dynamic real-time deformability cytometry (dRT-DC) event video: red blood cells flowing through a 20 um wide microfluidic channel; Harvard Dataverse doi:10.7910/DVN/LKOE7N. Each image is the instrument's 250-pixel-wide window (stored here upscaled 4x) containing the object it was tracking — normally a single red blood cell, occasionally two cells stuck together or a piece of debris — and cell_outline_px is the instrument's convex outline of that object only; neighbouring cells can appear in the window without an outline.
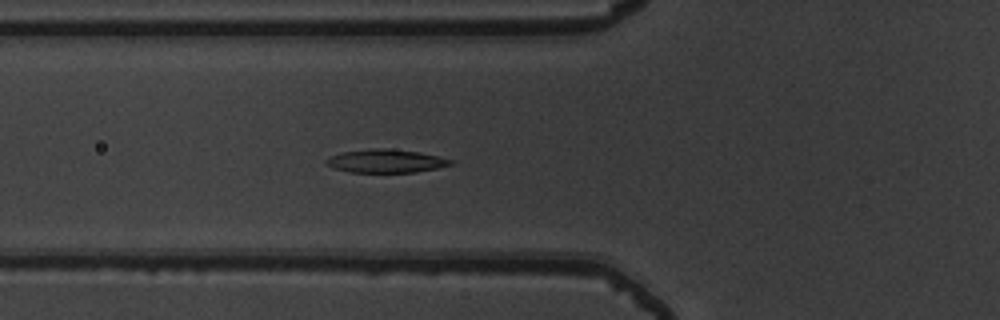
{"species": "common noctule bat (a hibernating species)", "species_latin": "Nyctalus noctula", "temperature_condition": "warm", "stored_images_in_passage": 5, "camera_frame_rate_fps": 3000, "um_per_image_px": 0.085, "animal": {"sex": "male", "body_mass_g": 19.5, "forearm_length_mm": 54.6}, "frame": {"image": 1, "passage_image": 5, "time_ms": 1.333, "image_size_px": [1000, 320], "cell_outline_px": [[456, 160], [452, 164], [440, 168], [416, 172], [348, 172], [324, 164], [324, 160], [340, 152], [368, 148], [384, 148], [420, 152]], "centroid_in_image_um": [32.82, 13.68], "position_along_channel_um": 93.0, "area_um2": 17.11}}